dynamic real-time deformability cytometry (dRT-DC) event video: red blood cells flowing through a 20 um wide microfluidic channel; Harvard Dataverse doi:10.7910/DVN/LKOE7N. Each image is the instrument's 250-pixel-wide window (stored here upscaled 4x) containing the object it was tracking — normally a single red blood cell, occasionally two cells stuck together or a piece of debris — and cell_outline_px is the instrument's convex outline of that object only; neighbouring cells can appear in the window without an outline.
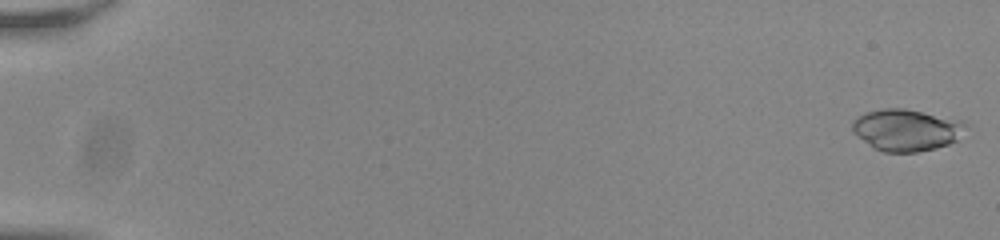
{"species": "common noctule bat (a hibernating species)", "species_latin": "Nyctalus noctula", "temperature_condition": "room temperature", "stored_images_in_passage": 55, "camera_frame_rate_fps": 3000, "um_per_image_px": 0.085, "animal": {"sex": "male", "body_mass_g": 20.0, "forearm_length_mm": 53.3}, "frame": {"image": 1, "passage_image": 1, "time_ms": 0.0, "image_size_px": [1000, 240], "cell_outline_px": [[964, 120], [956, 140], [948, 144], [936, 148], [916, 152], [884, 152], [876, 148], [864, 140], [852, 128], [852, 120], [864, 112], [884, 108], [904, 108]], "centroid_in_image_um": [77.01, 11.02], "position_along_channel_um": 8.0, "area_um2": 26.99}}
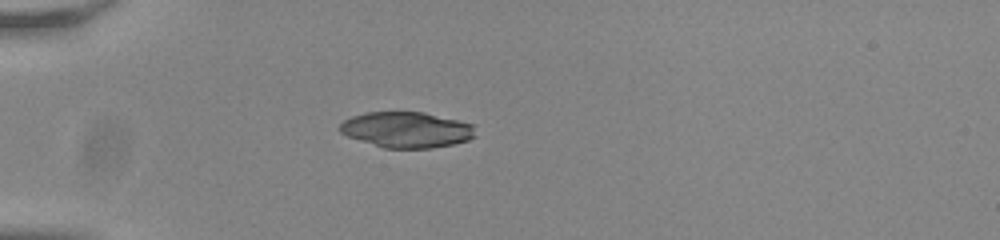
{"frame": {"image": 2, "passage_image": 17, "time_ms": 5.333, "image_size_px": [1000, 240], "cell_outline_px": [[476, 136], [468, 140], [452, 144], [432, 148], [384, 148], [348, 136], [340, 132], [340, 124], [344, 120], [352, 116], [368, 112], [424, 112], [476, 124]], "centroid_in_image_um": [34.62, 11.02], "position_along_channel_um": 50.4, "area_um2": 28.32}}
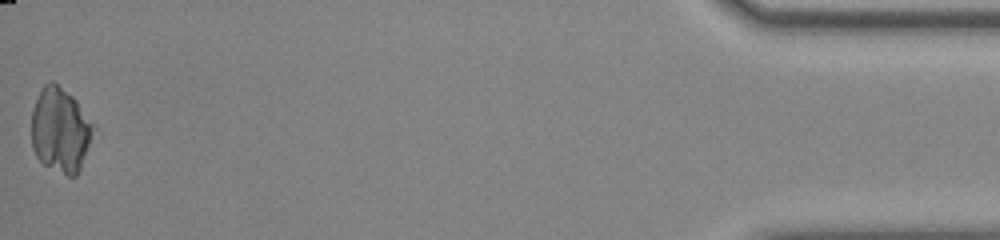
{"frame": {"image": 3, "passage_image": 55, "time_ms": 18.0, "image_size_px": [1000, 240], "cell_outline_px": [[96, 128], [80, 168], [76, 176], [68, 176], [44, 164], [36, 156], [32, 148], [32, 108], [44, 84], [48, 80], [52, 80], [72, 96], [76, 100]], "centroid_in_image_um": [5.13, 11.04], "position_along_channel_um": 430.1, "area_um2": 30.35}}